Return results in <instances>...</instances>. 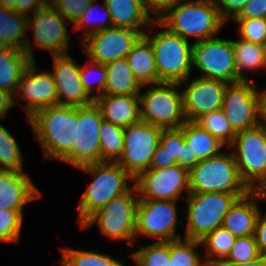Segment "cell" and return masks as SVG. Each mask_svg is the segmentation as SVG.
Wrapping results in <instances>:
<instances>
[{
    "instance_id": "obj_37",
    "label": "cell",
    "mask_w": 266,
    "mask_h": 266,
    "mask_svg": "<svg viewBox=\"0 0 266 266\" xmlns=\"http://www.w3.org/2000/svg\"><path fill=\"white\" fill-rule=\"evenodd\" d=\"M131 257L137 266H169L170 241L142 246Z\"/></svg>"
},
{
    "instance_id": "obj_23",
    "label": "cell",
    "mask_w": 266,
    "mask_h": 266,
    "mask_svg": "<svg viewBox=\"0 0 266 266\" xmlns=\"http://www.w3.org/2000/svg\"><path fill=\"white\" fill-rule=\"evenodd\" d=\"M105 121L123 128L141 120L139 95H100L94 98Z\"/></svg>"
},
{
    "instance_id": "obj_27",
    "label": "cell",
    "mask_w": 266,
    "mask_h": 266,
    "mask_svg": "<svg viewBox=\"0 0 266 266\" xmlns=\"http://www.w3.org/2000/svg\"><path fill=\"white\" fill-rule=\"evenodd\" d=\"M31 61L24 50L15 47L0 51V89L14 97L22 74Z\"/></svg>"
},
{
    "instance_id": "obj_31",
    "label": "cell",
    "mask_w": 266,
    "mask_h": 266,
    "mask_svg": "<svg viewBox=\"0 0 266 266\" xmlns=\"http://www.w3.org/2000/svg\"><path fill=\"white\" fill-rule=\"evenodd\" d=\"M235 240L236 237L222 226L200 240L202 246L205 247L204 259L207 266H213L217 262L226 259Z\"/></svg>"
},
{
    "instance_id": "obj_46",
    "label": "cell",
    "mask_w": 266,
    "mask_h": 266,
    "mask_svg": "<svg viewBox=\"0 0 266 266\" xmlns=\"http://www.w3.org/2000/svg\"><path fill=\"white\" fill-rule=\"evenodd\" d=\"M219 10L221 18L228 23V20L233 19L243 8L248 0H214Z\"/></svg>"
},
{
    "instance_id": "obj_24",
    "label": "cell",
    "mask_w": 266,
    "mask_h": 266,
    "mask_svg": "<svg viewBox=\"0 0 266 266\" xmlns=\"http://www.w3.org/2000/svg\"><path fill=\"white\" fill-rule=\"evenodd\" d=\"M114 27L149 32L156 28V21L146 12L142 0H104Z\"/></svg>"
},
{
    "instance_id": "obj_17",
    "label": "cell",
    "mask_w": 266,
    "mask_h": 266,
    "mask_svg": "<svg viewBox=\"0 0 266 266\" xmlns=\"http://www.w3.org/2000/svg\"><path fill=\"white\" fill-rule=\"evenodd\" d=\"M259 94L252 80L227 84L222 110L236 133L260 124Z\"/></svg>"
},
{
    "instance_id": "obj_53",
    "label": "cell",
    "mask_w": 266,
    "mask_h": 266,
    "mask_svg": "<svg viewBox=\"0 0 266 266\" xmlns=\"http://www.w3.org/2000/svg\"><path fill=\"white\" fill-rule=\"evenodd\" d=\"M181 167L186 170H191V151L186 142L182 144L181 148Z\"/></svg>"
},
{
    "instance_id": "obj_6",
    "label": "cell",
    "mask_w": 266,
    "mask_h": 266,
    "mask_svg": "<svg viewBox=\"0 0 266 266\" xmlns=\"http://www.w3.org/2000/svg\"><path fill=\"white\" fill-rule=\"evenodd\" d=\"M232 154L243 182L251 191L266 192V126L237 132Z\"/></svg>"
},
{
    "instance_id": "obj_56",
    "label": "cell",
    "mask_w": 266,
    "mask_h": 266,
    "mask_svg": "<svg viewBox=\"0 0 266 266\" xmlns=\"http://www.w3.org/2000/svg\"><path fill=\"white\" fill-rule=\"evenodd\" d=\"M9 46L0 38V51L7 49Z\"/></svg>"
},
{
    "instance_id": "obj_36",
    "label": "cell",
    "mask_w": 266,
    "mask_h": 266,
    "mask_svg": "<svg viewBox=\"0 0 266 266\" xmlns=\"http://www.w3.org/2000/svg\"><path fill=\"white\" fill-rule=\"evenodd\" d=\"M23 158L17 141L0 124V169L24 171Z\"/></svg>"
},
{
    "instance_id": "obj_35",
    "label": "cell",
    "mask_w": 266,
    "mask_h": 266,
    "mask_svg": "<svg viewBox=\"0 0 266 266\" xmlns=\"http://www.w3.org/2000/svg\"><path fill=\"white\" fill-rule=\"evenodd\" d=\"M195 123L207 130L213 137L228 147L233 143L236 132L222 109L203 114Z\"/></svg>"
},
{
    "instance_id": "obj_49",
    "label": "cell",
    "mask_w": 266,
    "mask_h": 266,
    "mask_svg": "<svg viewBox=\"0 0 266 266\" xmlns=\"http://www.w3.org/2000/svg\"><path fill=\"white\" fill-rule=\"evenodd\" d=\"M254 237L260 254L266 256V214L262 216L261 212L256 221Z\"/></svg>"
},
{
    "instance_id": "obj_50",
    "label": "cell",
    "mask_w": 266,
    "mask_h": 266,
    "mask_svg": "<svg viewBox=\"0 0 266 266\" xmlns=\"http://www.w3.org/2000/svg\"><path fill=\"white\" fill-rule=\"evenodd\" d=\"M47 4L48 0H16L14 10L29 16L44 8Z\"/></svg>"
},
{
    "instance_id": "obj_19",
    "label": "cell",
    "mask_w": 266,
    "mask_h": 266,
    "mask_svg": "<svg viewBox=\"0 0 266 266\" xmlns=\"http://www.w3.org/2000/svg\"><path fill=\"white\" fill-rule=\"evenodd\" d=\"M27 101L24 108L27 119L37 110L58 105L56 85L49 71L40 72L35 61H31L19 81L18 90L14 95V106L16 100Z\"/></svg>"
},
{
    "instance_id": "obj_38",
    "label": "cell",
    "mask_w": 266,
    "mask_h": 266,
    "mask_svg": "<svg viewBox=\"0 0 266 266\" xmlns=\"http://www.w3.org/2000/svg\"><path fill=\"white\" fill-rule=\"evenodd\" d=\"M87 62V65L85 64L80 67V77L87 93L92 98H96L100 95H103L104 92L106 84V67L103 64L92 62L89 59ZM93 74H95V78H93ZM96 89L98 94L96 93V95H93V92L96 91Z\"/></svg>"
},
{
    "instance_id": "obj_28",
    "label": "cell",
    "mask_w": 266,
    "mask_h": 266,
    "mask_svg": "<svg viewBox=\"0 0 266 266\" xmlns=\"http://www.w3.org/2000/svg\"><path fill=\"white\" fill-rule=\"evenodd\" d=\"M106 84L103 95H139L142 85L136 80L126 58L105 64Z\"/></svg>"
},
{
    "instance_id": "obj_33",
    "label": "cell",
    "mask_w": 266,
    "mask_h": 266,
    "mask_svg": "<svg viewBox=\"0 0 266 266\" xmlns=\"http://www.w3.org/2000/svg\"><path fill=\"white\" fill-rule=\"evenodd\" d=\"M96 250L98 251L62 247L60 263L63 266H126L109 255L100 254L99 249Z\"/></svg>"
},
{
    "instance_id": "obj_40",
    "label": "cell",
    "mask_w": 266,
    "mask_h": 266,
    "mask_svg": "<svg viewBox=\"0 0 266 266\" xmlns=\"http://www.w3.org/2000/svg\"><path fill=\"white\" fill-rule=\"evenodd\" d=\"M239 24L240 38L256 44H266V18H233Z\"/></svg>"
},
{
    "instance_id": "obj_4",
    "label": "cell",
    "mask_w": 266,
    "mask_h": 266,
    "mask_svg": "<svg viewBox=\"0 0 266 266\" xmlns=\"http://www.w3.org/2000/svg\"><path fill=\"white\" fill-rule=\"evenodd\" d=\"M156 25L164 28L151 36H144L150 41L155 55L158 82L181 83L191 77L193 44L169 31L159 21Z\"/></svg>"
},
{
    "instance_id": "obj_7",
    "label": "cell",
    "mask_w": 266,
    "mask_h": 266,
    "mask_svg": "<svg viewBox=\"0 0 266 266\" xmlns=\"http://www.w3.org/2000/svg\"><path fill=\"white\" fill-rule=\"evenodd\" d=\"M247 194L227 192L189 193L184 238L202 240L222 226L223 219L235 201Z\"/></svg>"
},
{
    "instance_id": "obj_3",
    "label": "cell",
    "mask_w": 266,
    "mask_h": 266,
    "mask_svg": "<svg viewBox=\"0 0 266 266\" xmlns=\"http://www.w3.org/2000/svg\"><path fill=\"white\" fill-rule=\"evenodd\" d=\"M94 180L88 184L78 205V222L81 226L94 212L108 204L113 198L128 192L134 178L118 162L102 161L79 167Z\"/></svg>"
},
{
    "instance_id": "obj_48",
    "label": "cell",
    "mask_w": 266,
    "mask_h": 266,
    "mask_svg": "<svg viewBox=\"0 0 266 266\" xmlns=\"http://www.w3.org/2000/svg\"><path fill=\"white\" fill-rule=\"evenodd\" d=\"M177 164L172 157L168 154L165 148L159 143L156 146L155 152L153 153L150 169H161L170 167Z\"/></svg>"
},
{
    "instance_id": "obj_9",
    "label": "cell",
    "mask_w": 266,
    "mask_h": 266,
    "mask_svg": "<svg viewBox=\"0 0 266 266\" xmlns=\"http://www.w3.org/2000/svg\"><path fill=\"white\" fill-rule=\"evenodd\" d=\"M138 201V192L133 184L128 192L99 208L80 227L85 230L96 223L110 239L126 240L130 246H134Z\"/></svg>"
},
{
    "instance_id": "obj_41",
    "label": "cell",
    "mask_w": 266,
    "mask_h": 266,
    "mask_svg": "<svg viewBox=\"0 0 266 266\" xmlns=\"http://www.w3.org/2000/svg\"><path fill=\"white\" fill-rule=\"evenodd\" d=\"M254 235L245 237H236L230 253L224 260L232 262L245 263L260 257Z\"/></svg>"
},
{
    "instance_id": "obj_15",
    "label": "cell",
    "mask_w": 266,
    "mask_h": 266,
    "mask_svg": "<svg viewBox=\"0 0 266 266\" xmlns=\"http://www.w3.org/2000/svg\"><path fill=\"white\" fill-rule=\"evenodd\" d=\"M139 200L178 201L189 189V171L175 164L161 169H148L134 180ZM185 190V191H184Z\"/></svg>"
},
{
    "instance_id": "obj_14",
    "label": "cell",
    "mask_w": 266,
    "mask_h": 266,
    "mask_svg": "<svg viewBox=\"0 0 266 266\" xmlns=\"http://www.w3.org/2000/svg\"><path fill=\"white\" fill-rule=\"evenodd\" d=\"M177 201L174 200H139L136 217L137 237L158 238V242L181 239L176 234L178 223Z\"/></svg>"
},
{
    "instance_id": "obj_44",
    "label": "cell",
    "mask_w": 266,
    "mask_h": 266,
    "mask_svg": "<svg viewBox=\"0 0 266 266\" xmlns=\"http://www.w3.org/2000/svg\"><path fill=\"white\" fill-rule=\"evenodd\" d=\"M184 142L185 138L181 128L162 130L160 144L179 166H181V148Z\"/></svg>"
},
{
    "instance_id": "obj_13",
    "label": "cell",
    "mask_w": 266,
    "mask_h": 266,
    "mask_svg": "<svg viewBox=\"0 0 266 266\" xmlns=\"http://www.w3.org/2000/svg\"><path fill=\"white\" fill-rule=\"evenodd\" d=\"M103 117L95 102L77 107L73 150L62 160L77 168L101 162L100 125Z\"/></svg>"
},
{
    "instance_id": "obj_5",
    "label": "cell",
    "mask_w": 266,
    "mask_h": 266,
    "mask_svg": "<svg viewBox=\"0 0 266 266\" xmlns=\"http://www.w3.org/2000/svg\"><path fill=\"white\" fill-rule=\"evenodd\" d=\"M190 193L227 192L248 194L251 190L241 179L231 152L200 160L189 171Z\"/></svg>"
},
{
    "instance_id": "obj_10",
    "label": "cell",
    "mask_w": 266,
    "mask_h": 266,
    "mask_svg": "<svg viewBox=\"0 0 266 266\" xmlns=\"http://www.w3.org/2000/svg\"><path fill=\"white\" fill-rule=\"evenodd\" d=\"M65 17L62 16L49 3L42 9L28 16L27 30H31L34 35V42L29 39L25 42L24 51L28 57L35 61L33 55V44L35 47L48 50L51 55H60L69 53V39Z\"/></svg>"
},
{
    "instance_id": "obj_22",
    "label": "cell",
    "mask_w": 266,
    "mask_h": 266,
    "mask_svg": "<svg viewBox=\"0 0 266 266\" xmlns=\"http://www.w3.org/2000/svg\"><path fill=\"white\" fill-rule=\"evenodd\" d=\"M266 200L265 191H250L238 198L225 215L222 227L235 237L254 235L256 221L261 212L257 201Z\"/></svg>"
},
{
    "instance_id": "obj_42",
    "label": "cell",
    "mask_w": 266,
    "mask_h": 266,
    "mask_svg": "<svg viewBox=\"0 0 266 266\" xmlns=\"http://www.w3.org/2000/svg\"><path fill=\"white\" fill-rule=\"evenodd\" d=\"M96 0H93L92 3L88 6V8L84 11V14L83 16L78 20V22L74 25V28H75V31H80L82 28H88L89 26L93 28V25L95 26L93 29V31H86L85 35H82L81 36V40L80 42L85 38L87 37L88 35H90L91 33H95V32H98L100 30H103V29H106V28H109V27H112L113 24H112V21H111V17H110V12L105 4V1H104V16L97 20L95 19L94 15H96ZM92 24V26H91Z\"/></svg>"
},
{
    "instance_id": "obj_55",
    "label": "cell",
    "mask_w": 266,
    "mask_h": 266,
    "mask_svg": "<svg viewBox=\"0 0 266 266\" xmlns=\"http://www.w3.org/2000/svg\"><path fill=\"white\" fill-rule=\"evenodd\" d=\"M16 0H0V6L14 10Z\"/></svg>"
},
{
    "instance_id": "obj_21",
    "label": "cell",
    "mask_w": 266,
    "mask_h": 266,
    "mask_svg": "<svg viewBox=\"0 0 266 266\" xmlns=\"http://www.w3.org/2000/svg\"><path fill=\"white\" fill-rule=\"evenodd\" d=\"M41 195L25 171L0 169V209L23 212L24 205Z\"/></svg>"
},
{
    "instance_id": "obj_45",
    "label": "cell",
    "mask_w": 266,
    "mask_h": 266,
    "mask_svg": "<svg viewBox=\"0 0 266 266\" xmlns=\"http://www.w3.org/2000/svg\"><path fill=\"white\" fill-rule=\"evenodd\" d=\"M180 0H142L148 15L155 21L162 18ZM152 16H155L154 18Z\"/></svg>"
},
{
    "instance_id": "obj_2",
    "label": "cell",
    "mask_w": 266,
    "mask_h": 266,
    "mask_svg": "<svg viewBox=\"0 0 266 266\" xmlns=\"http://www.w3.org/2000/svg\"><path fill=\"white\" fill-rule=\"evenodd\" d=\"M169 31L194 42L216 37L225 21L214 0H180L158 20Z\"/></svg>"
},
{
    "instance_id": "obj_47",
    "label": "cell",
    "mask_w": 266,
    "mask_h": 266,
    "mask_svg": "<svg viewBox=\"0 0 266 266\" xmlns=\"http://www.w3.org/2000/svg\"><path fill=\"white\" fill-rule=\"evenodd\" d=\"M234 18H266V0H248Z\"/></svg>"
},
{
    "instance_id": "obj_51",
    "label": "cell",
    "mask_w": 266,
    "mask_h": 266,
    "mask_svg": "<svg viewBox=\"0 0 266 266\" xmlns=\"http://www.w3.org/2000/svg\"><path fill=\"white\" fill-rule=\"evenodd\" d=\"M14 107V97L0 89V120L7 117L8 111Z\"/></svg>"
},
{
    "instance_id": "obj_8",
    "label": "cell",
    "mask_w": 266,
    "mask_h": 266,
    "mask_svg": "<svg viewBox=\"0 0 266 266\" xmlns=\"http://www.w3.org/2000/svg\"><path fill=\"white\" fill-rule=\"evenodd\" d=\"M139 94L141 120L162 129H178L187 120L179 83L158 82Z\"/></svg>"
},
{
    "instance_id": "obj_18",
    "label": "cell",
    "mask_w": 266,
    "mask_h": 266,
    "mask_svg": "<svg viewBox=\"0 0 266 266\" xmlns=\"http://www.w3.org/2000/svg\"><path fill=\"white\" fill-rule=\"evenodd\" d=\"M189 79L191 78L179 83L182 87L186 86L181 92L187 121L195 122L203 114L222 109L224 92L228 83L202 77L188 81Z\"/></svg>"
},
{
    "instance_id": "obj_29",
    "label": "cell",
    "mask_w": 266,
    "mask_h": 266,
    "mask_svg": "<svg viewBox=\"0 0 266 266\" xmlns=\"http://www.w3.org/2000/svg\"><path fill=\"white\" fill-rule=\"evenodd\" d=\"M235 65L238 74V81L249 80L244 71H255L260 68L266 69V52L265 46L250 41L232 40ZM247 76V77H246Z\"/></svg>"
},
{
    "instance_id": "obj_54",
    "label": "cell",
    "mask_w": 266,
    "mask_h": 266,
    "mask_svg": "<svg viewBox=\"0 0 266 266\" xmlns=\"http://www.w3.org/2000/svg\"><path fill=\"white\" fill-rule=\"evenodd\" d=\"M260 124L266 126V88L259 94Z\"/></svg>"
},
{
    "instance_id": "obj_43",
    "label": "cell",
    "mask_w": 266,
    "mask_h": 266,
    "mask_svg": "<svg viewBox=\"0 0 266 266\" xmlns=\"http://www.w3.org/2000/svg\"><path fill=\"white\" fill-rule=\"evenodd\" d=\"M93 0H48V3L74 25Z\"/></svg>"
},
{
    "instance_id": "obj_11",
    "label": "cell",
    "mask_w": 266,
    "mask_h": 266,
    "mask_svg": "<svg viewBox=\"0 0 266 266\" xmlns=\"http://www.w3.org/2000/svg\"><path fill=\"white\" fill-rule=\"evenodd\" d=\"M192 66L201 71L199 77L238 82L232 40L213 37L193 42Z\"/></svg>"
},
{
    "instance_id": "obj_26",
    "label": "cell",
    "mask_w": 266,
    "mask_h": 266,
    "mask_svg": "<svg viewBox=\"0 0 266 266\" xmlns=\"http://www.w3.org/2000/svg\"><path fill=\"white\" fill-rule=\"evenodd\" d=\"M126 59L132 73L142 87L158 83L154 50L144 35L127 54Z\"/></svg>"
},
{
    "instance_id": "obj_39",
    "label": "cell",
    "mask_w": 266,
    "mask_h": 266,
    "mask_svg": "<svg viewBox=\"0 0 266 266\" xmlns=\"http://www.w3.org/2000/svg\"><path fill=\"white\" fill-rule=\"evenodd\" d=\"M23 224V212L0 209V241L17 243Z\"/></svg>"
},
{
    "instance_id": "obj_16",
    "label": "cell",
    "mask_w": 266,
    "mask_h": 266,
    "mask_svg": "<svg viewBox=\"0 0 266 266\" xmlns=\"http://www.w3.org/2000/svg\"><path fill=\"white\" fill-rule=\"evenodd\" d=\"M144 33L145 31L112 26L85 37L81 41V48L90 61L105 65L126 58Z\"/></svg>"
},
{
    "instance_id": "obj_20",
    "label": "cell",
    "mask_w": 266,
    "mask_h": 266,
    "mask_svg": "<svg viewBox=\"0 0 266 266\" xmlns=\"http://www.w3.org/2000/svg\"><path fill=\"white\" fill-rule=\"evenodd\" d=\"M52 76L56 85L58 104L80 107L94 102L80 77V67L70 54L52 55Z\"/></svg>"
},
{
    "instance_id": "obj_30",
    "label": "cell",
    "mask_w": 266,
    "mask_h": 266,
    "mask_svg": "<svg viewBox=\"0 0 266 266\" xmlns=\"http://www.w3.org/2000/svg\"><path fill=\"white\" fill-rule=\"evenodd\" d=\"M28 16L0 6V38L10 47L25 49Z\"/></svg>"
},
{
    "instance_id": "obj_1",
    "label": "cell",
    "mask_w": 266,
    "mask_h": 266,
    "mask_svg": "<svg viewBox=\"0 0 266 266\" xmlns=\"http://www.w3.org/2000/svg\"><path fill=\"white\" fill-rule=\"evenodd\" d=\"M27 121L43 149L45 159L62 161L73 150L77 107L59 104L44 107Z\"/></svg>"
},
{
    "instance_id": "obj_52",
    "label": "cell",
    "mask_w": 266,
    "mask_h": 266,
    "mask_svg": "<svg viewBox=\"0 0 266 266\" xmlns=\"http://www.w3.org/2000/svg\"><path fill=\"white\" fill-rule=\"evenodd\" d=\"M213 266H266V256L261 255L255 260L245 263L232 262L229 260H221Z\"/></svg>"
},
{
    "instance_id": "obj_25",
    "label": "cell",
    "mask_w": 266,
    "mask_h": 266,
    "mask_svg": "<svg viewBox=\"0 0 266 266\" xmlns=\"http://www.w3.org/2000/svg\"><path fill=\"white\" fill-rule=\"evenodd\" d=\"M191 151V169L200 161L221 153L223 146L217 138L197 123L186 121L181 127Z\"/></svg>"
},
{
    "instance_id": "obj_34",
    "label": "cell",
    "mask_w": 266,
    "mask_h": 266,
    "mask_svg": "<svg viewBox=\"0 0 266 266\" xmlns=\"http://www.w3.org/2000/svg\"><path fill=\"white\" fill-rule=\"evenodd\" d=\"M200 245V240L187 238L170 241L169 266H207L205 259L196 252Z\"/></svg>"
},
{
    "instance_id": "obj_32",
    "label": "cell",
    "mask_w": 266,
    "mask_h": 266,
    "mask_svg": "<svg viewBox=\"0 0 266 266\" xmlns=\"http://www.w3.org/2000/svg\"><path fill=\"white\" fill-rule=\"evenodd\" d=\"M124 130L123 127L102 121L99 130L101 162H117L120 159L124 145Z\"/></svg>"
},
{
    "instance_id": "obj_12",
    "label": "cell",
    "mask_w": 266,
    "mask_h": 266,
    "mask_svg": "<svg viewBox=\"0 0 266 266\" xmlns=\"http://www.w3.org/2000/svg\"><path fill=\"white\" fill-rule=\"evenodd\" d=\"M162 130L143 120L125 128L122 155L117 162L134 179L143 171L150 169Z\"/></svg>"
}]
</instances>
